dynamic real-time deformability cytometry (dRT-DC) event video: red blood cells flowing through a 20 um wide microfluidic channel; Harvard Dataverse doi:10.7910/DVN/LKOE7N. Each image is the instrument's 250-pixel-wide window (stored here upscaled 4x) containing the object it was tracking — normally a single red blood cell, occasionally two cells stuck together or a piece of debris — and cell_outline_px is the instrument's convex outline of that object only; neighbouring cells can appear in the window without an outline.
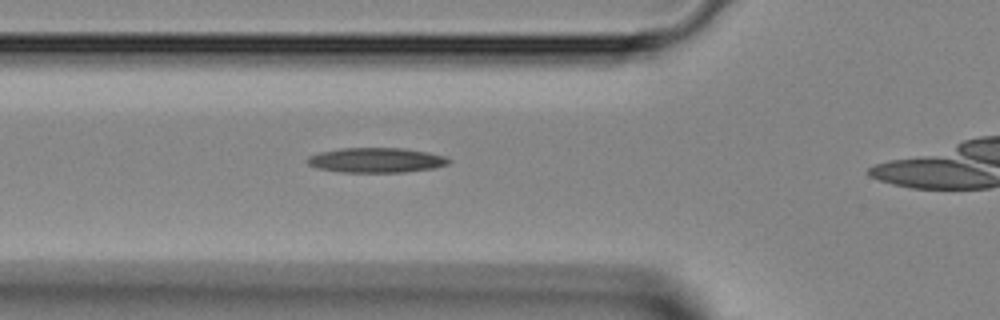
{"species": "Egyptian fruit bat (a non-hibernating species)", "species_latin": "Rousettus aegyptiacus", "temperature_condition": "room temperature", "stored_images_in_passage": 15, "camera_frame_rate_fps": 3000, "um_per_image_px": 0.085, "animal": {"sex": "female"}, "frame": {"image": 1, "passage_image": 11, "time_ms": 3.333, "image_size_px": [1000, 320], "cell_outline_px": [[452, 160], [448, 164], [432, 168], [404, 172], [340, 172], [316, 168], [308, 164], [304, 160], [308, 156], [320, 152], [340, 148], [404, 148], [428, 152], [444, 156]], "centroid_in_image_um": [31.94, 13.61], "position_along_channel_um": 93.9, "area_um2": 20.58}}